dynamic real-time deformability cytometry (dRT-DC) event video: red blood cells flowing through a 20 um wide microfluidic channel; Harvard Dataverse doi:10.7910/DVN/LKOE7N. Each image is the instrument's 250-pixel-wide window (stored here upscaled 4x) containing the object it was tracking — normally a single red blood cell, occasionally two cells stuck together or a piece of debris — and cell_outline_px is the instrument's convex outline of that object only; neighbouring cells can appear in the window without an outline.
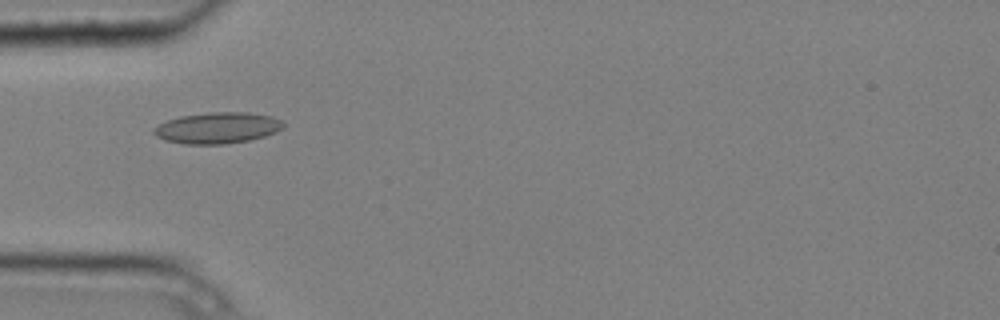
{"species": "common noctule bat (a hibernating species)", "species_latin": "Nyctalus noctula", "temperature_condition": "cold", "stored_images_in_passage": 1, "camera_frame_rate_fps": 3000, "um_per_image_px": 0.085, "animal": {"sex": "male", "body_mass_g": 20.4}, "frame": {"image": 1, "passage_image": 1, "time_ms": 0.0, "image_size_px": [1000, 320], "cell_outline_px": [[284, 128], [276, 132], [264, 136], [248, 140], [224, 144], [184, 144], [164, 140], [156, 136], [152, 132], [152, 128], [168, 120], [180, 116], [208, 112], [248, 112], [272, 116], [280, 120], [284, 124]], "centroid_in_image_um": [18.47, 10.87], "position_along_channel_um": 66.5, "area_um2": 23.58}}